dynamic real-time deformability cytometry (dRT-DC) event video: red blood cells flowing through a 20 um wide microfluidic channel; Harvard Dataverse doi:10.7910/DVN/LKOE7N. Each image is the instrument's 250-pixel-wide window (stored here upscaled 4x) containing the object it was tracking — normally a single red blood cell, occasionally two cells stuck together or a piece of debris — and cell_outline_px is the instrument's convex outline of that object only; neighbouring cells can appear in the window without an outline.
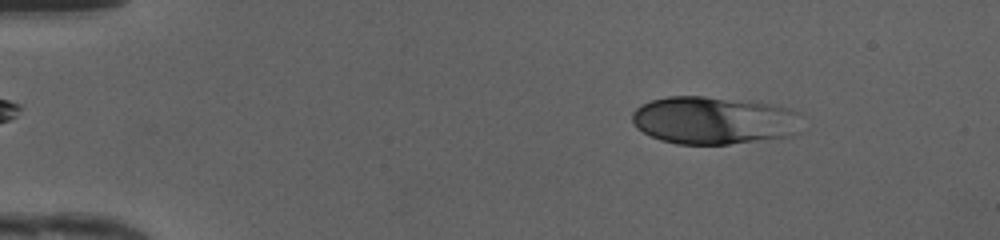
{"species": "human", "species_latin": "Homo sapiens", "temperature_condition": "cold", "stored_images_in_passage": 43, "camera_frame_rate_fps": 3000, "um_per_image_px": 0.085, "donor": {"sex": "female"}, "frame": {"image": 1, "passage_image": 2, "time_ms": 0.333, "image_size_px": [1000, 240], "cell_outline_px": [[800, 132], [792, 136], [728, 144], [676, 144], [660, 140], [636, 128], [632, 120], [632, 112], [640, 104], [652, 100], [668, 96], [704, 96], [768, 104], [800, 112]], "centroid_in_image_um": [60.66, 10.24], "position_along_channel_um": 24.3, "area_um2": 47.22}}
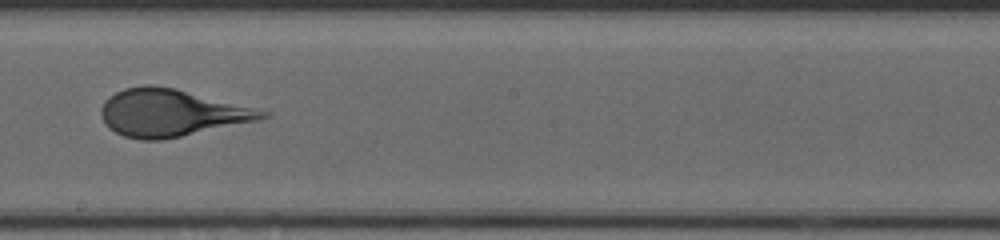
{"frame": {"image": 2, "passage_image": 23, "time_ms": 7.333, "image_size_px": [1000, 240], "cell_outline_px": [[272, 116], [256, 120], [180, 136], [160, 140], [140, 140], [124, 136], [108, 128], [104, 124], [100, 112], [100, 108], [104, 100], [116, 92], [124, 88], [144, 84], [152, 84], [176, 88], [272, 112]], "centroid_in_image_um": [14.51, 9.57], "position_along_channel_um": 233.7, "area_um2": 44.27}}
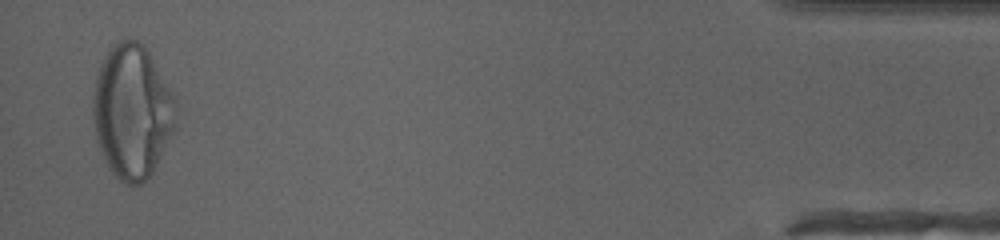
{"frame": {"image": 3, "passage_image": 42, "time_ms": 13.667, "image_size_px": [1000, 240], "cell_outline_px": [[176, 120], [172, 132], [152, 172], [140, 184], [124, 184], [108, 168], [96, 140], [92, 116], [92, 96], [96, 76], [100, 64], [104, 56], [120, 40], [132, 36], [148, 52], [168, 88], [172, 96], [176, 116]], "centroid_in_image_um": [11.17, 9.49], "position_along_channel_um": 424.0, "area_um2": 63.7}, "authors_computed_cell_mechanics": {"area_um2": 44.6216, "velocity_mm_per_s": 4.2022, "shape_relaxation_time_tau1_ms": 4.6779, "shape_relaxation_time_tau2_ms": null, "deformation_change_tau1": 0.188, "deformation_change_tau2": null}}